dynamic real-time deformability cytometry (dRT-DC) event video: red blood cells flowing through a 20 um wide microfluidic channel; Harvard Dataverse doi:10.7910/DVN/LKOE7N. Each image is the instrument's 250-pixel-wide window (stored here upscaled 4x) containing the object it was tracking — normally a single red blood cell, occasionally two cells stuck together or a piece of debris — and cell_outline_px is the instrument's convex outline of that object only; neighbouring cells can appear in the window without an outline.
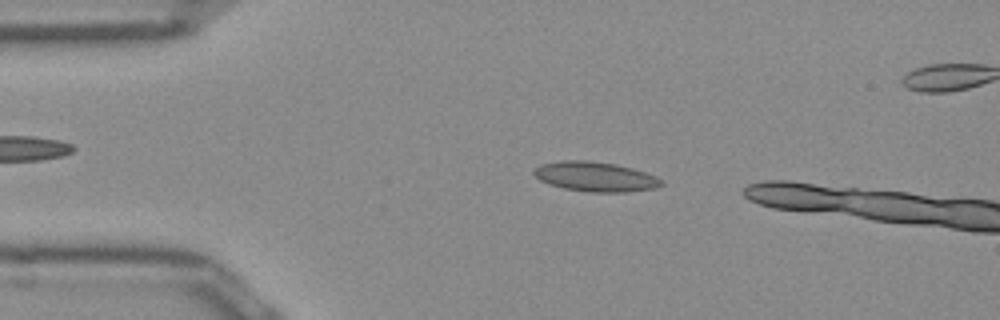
{"species": "Egyptian fruit bat (a non-hibernating species)", "species_latin": "Rousettus aegyptiacus", "temperature_condition": "room temperature", "stored_images_in_passage": 10, "camera_frame_rate_fps": 3000, "um_per_image_px": 0.085, "frame": {"image": 1, "passage_image": 7, "time_ms": 2.0, "image_size_px": [1000, 320], "cell_outline_px": [[664, 184], [656, 188], [624, 192], [588, 192], [564, 188], [548, 184], [540, 180], [532, 172], [540, 164], [564, 160], [588, 160], [616, 164], [632, 168], [656, 176], [664, 180]], "centroid_in_image_um": [50.62, 15.01], "position_along_channel_um": 34.4, "area_um2": 22.14}}